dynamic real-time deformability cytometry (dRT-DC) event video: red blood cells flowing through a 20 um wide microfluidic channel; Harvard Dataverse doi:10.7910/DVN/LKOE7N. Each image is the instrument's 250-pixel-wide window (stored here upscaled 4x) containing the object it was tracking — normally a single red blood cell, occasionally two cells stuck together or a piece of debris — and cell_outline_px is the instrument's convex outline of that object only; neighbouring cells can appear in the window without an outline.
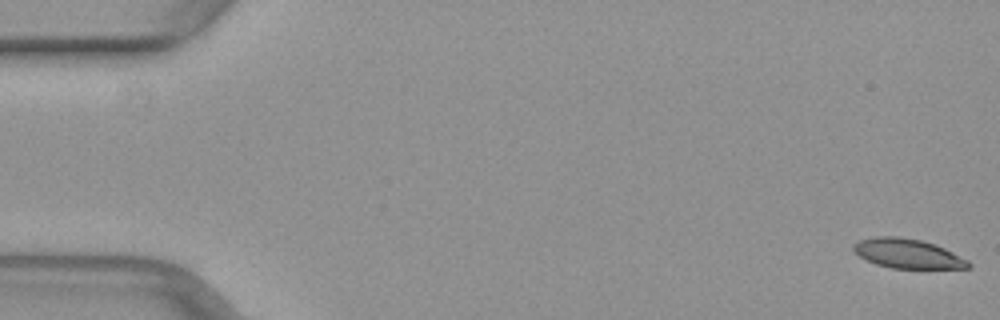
{"species": "common noctule bat (a hibernating species)", "species_latin": "Nyctalus noctula", "temperature_condition": "warm", "stored_images_in_passage": 15, "camera_frame_rate_fps": 3000, "um_per_image_px": 0.085, "animal": {"sex": "female", "body_mass_g": 29.2, "forearm_length_mm": 56.3}, "frame": {"image": 1, "passage_image": 1, "time_ms": 0.0, "image_size_px": [1000, 320], "cell_outline_px": [[972, 268], [892, 268], [876, 264], [864, 260], [852, 248], [852, 244], [860, 240], [876, 236], [900, 236], [920, 240], [936, 244], [968, 260], [972, 264]], "centroid_in_image_um": [77.14, 21.55], "position_along_channel_um": 7.9, "area_um2": 19.77}}